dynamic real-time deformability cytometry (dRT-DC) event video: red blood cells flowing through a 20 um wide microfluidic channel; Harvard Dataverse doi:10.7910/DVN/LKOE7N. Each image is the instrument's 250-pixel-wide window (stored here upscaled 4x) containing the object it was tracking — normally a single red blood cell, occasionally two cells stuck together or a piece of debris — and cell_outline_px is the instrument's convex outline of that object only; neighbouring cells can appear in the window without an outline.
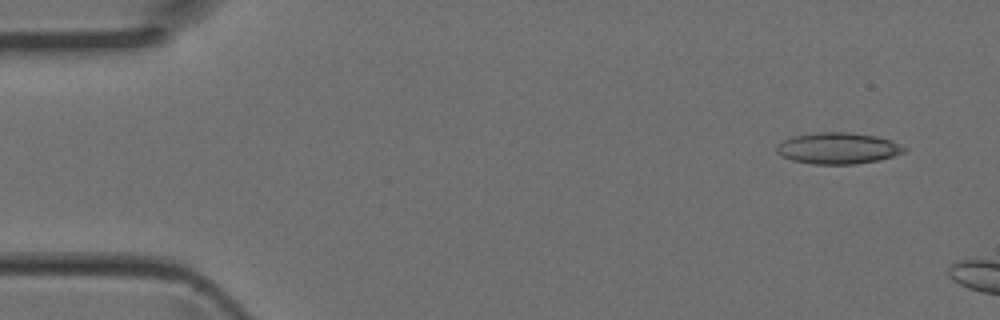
{"species": "Egyptian fruit bat (a non-hibernating species)", "species_latin": "Rousettus aegyptiacus", "temperature_condition": "room temperature", "stored_images_in_passage": 2, "camera_frame_rate_fps": 3000, "um_per_image_px": 0.085, "animal": {"sex": "female"}, "frame": {"image": 1, "passage_image": 1, "time_ms": 0.0, "image_size_px": [1000, 320], "cell_outline_px": [[908, 148], [904, 152], [880, 160], [856, 164], [812, 164], [792, 160], [780, 156], [776, 152], [776, 144], [792, 136], [816, 132], [848, 132], [876, 136], [892, 140]], "centroid_in_image_um": [71.21, 12.6], "position_along_channel_um": 13.8, "area_um2": 23.52}}